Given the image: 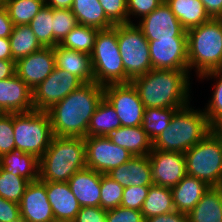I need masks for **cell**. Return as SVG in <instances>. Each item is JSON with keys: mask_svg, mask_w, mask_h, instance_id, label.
I'll return each instance as SVG.
<instances>
[{"mask_svg": "<svg viewBox=\"0 0 222 222\" xmlns=\"http://www.w3.org/2000/svg\"><path fill=\"white\" fill-rule=\"evenodd\" d=\"M124 187L110 178L101 174L100 207L104 210L119 207L122 201Z\"/></svg>", "mask_w": 222, "mask_h": 222, "instance_id": "obj_38", "label": "cell"}, {"mask_svg": "<svg viewBox=\"0 0 222 222\" xmlns=\"http://www.w3.org/2000/svg\"><path fill=\"white\" fill-rule=\"evenodd\" d=\"M99 29L78 24L59 43L68 49L91 55Z\"/></svg>", "mask_w": 222, "mask_h": 222, "instance_id": "obj_33", "label": "cell"}, {"mask_svg": "<svg viewBox=\"0 0 222 222\" xmlns=\"http://www.w3.org/2000/svg\"><path fill=\"white\" fill-rule=\"evenodd\" d=\"M212 130L222 137V117H220L213 125Z\"/></svg>", "mask_w": 222, "mask_h": 222, "instance_id": "obj_53", "label": "cell"}, {"mask_svg": "<svg viewBox=\"0 0 222 222\" xmlns=\"http://www.w3.org/2000/svg\"><path fill=\"white\" fill-rule=\"evenodd\" d=\"M210 18H222V0H200Z\"/></svg>", "mask_w": 222, "mask_h": 222, "instance_id": "obj_49", "label": "cell"}, {"mask_svg": "<svg viewBox=\"0 0 222 222\" xmlns=\"http://www.w3.org/2000/svg\"><path fill=\"white\" fill-rule=\"evenodd\" d=\"M13 22L11 21L7 10L0 2V38H9L13 30Z\"/></svg>", "mask_w": 222, "mask_h": 222, "instance_id": "obj_47", "label": "cell"}, {"mask_svg": "<svg viewBox=\"0 0 222 222\" xmlns=\"http://www.w3.org/2000/svg\"><path fill=\"white\" fill-rule=\"evenodd\" d=\"M106 222H145L141 211L123 206L106 210Z\"/></svg>", "mask_w": 222, "mask_h": 222, "instance_id": "obj_44", "label": "cell"}, {"mask_svg": "<svg viewBox=\"0 0 222 222\" xmlns=\"http://www.w3.org/2000/svg\"><path fill=\"white\" fill-rule=\"evenodd\" d=\"M15 150L30 153L40 159L54 137L47 111L32 110L13 113Z\"/></svg>", "mask_w": 222, "mask_h": 222, "instance_id": "obj_7", "label": "cell"}, {"mask_svg": "<svg viewBox=\"0 0 222 222\" xmlns=\"http://www.w3.org/2000/svg\"><path fill=\"white\" fill-rule=\"evenodd\" d=\"M188 175L210 187L222 186V137L213 130L185 153Z\"/></svg>", "mask_w": 222, "mask_h": 222, "instance_id": "obj_8", "label": "cell"}, {"mask_svg": "<svg viewBox=\"0 0 222 222\" xmlns=\"http://www.w3.org/2000/svg\"><path fill=\"white\" fill-rule=\"evenodd\" d=\"M94 82L106 86L109 84L130 83L126 76L117 41V24L114 27L99 30L91 53Z\"/></svg>", "mask_w": 222, "mask_h": 222, "instance_id": "obj_6", "label": "cell"}, {"mask_svg": "<svg viewBox=\"0 0 222 222\" xmlns=\"http://www.w3.org/2000/svg\"><path fill=\"white\" fill-rule=\"evenodd\" d=\"M145 222H188L187 214L178 211L145 219Z\"/></svg>", "mask_w": 222, "mask_h": 222, "instance_id": "obj_48", "label": "cell"}, {"mask_svg": "<svg viewBox=\"0 0 222 222\" xmlns=\"http://www.w3.org/2000/svg\"><path fill=\"white\" fill-rule=\"evenodd\" d=\"M86 167L84 138L54 136L39 159V180L68 182L77 171Z\"/></svg>", "mask_w": 222, "mask_h": 222, "instance_id": "obj_4", "label": "cell"}, {"mask_svg": "<svg viewBox=\"0 0 222 222\" xmlns=\"http://www.w3.org/2000/svg\"><path fill=\"white\" fill-rule=\"evenodd\" d=\"M68 185L81 207L100 206L101 173L83 168L69 179Z\"/></svg>", "mask_w": 222, "mask_h": 222, "instance_id": "obj_20", "label": "cell"}, {"mask_svg": "<svg viewBox=\"0 0 222 222\" xmlns=\"http://www.w3.org/2000/svg\"><path fill=\"white\" fill-rule=\"evenodd\" d=\"M137 27L148 41L165 38H187V31L165 1L149 15L140 18Z\"/></svg>", "mask_w": 222, "mask_h": 222, "instance_id": "obj_13", "label": "cell"}, {"mask_svg": "<svg viewBox=\"0 0 222 222\" xmlns=\"http://www.w3.org/2000/svg\"><path fill=\"white\" fill-rule=\"evenodd\" d=\"M53 9H71L73 0H44Z\"/></svg>", "mask_w": 222, "mask_h": 222, "instance_id": "obj_52", "label": "cell"}, {"mask_svg": "<svg viewBox=\"0 0 222 222\" xmlns=\"http://www.w3.org/2000/svg\"><path fill=\"white\" fill-rule=\"evenodd\" d=\"M214 79L216 78V82L212 94L211 100L207 103V108L205 107L203 111L211 125H213L220 117H222V69L213 70L207 72L199 78L204 79ZM218 79V80H217Z\"/></svg>", "mask_w": 222, "mask_h": 222, "instance_id": "obj_37", "label": "cell"}, {"mask_svg": "<svg viewBox=\"0 0 222 222\" xmlns=\"http://www.w3.org/2000/svg\"><path fill=\"white\" fill-rule=\"evenodd\" d=\"M180 108H145L142 127L153 142L170 125L173 114Z\"/></svg>", "mask_w": 222, "mask_h": 222, "instance_id": "obj_34", "label": "cell"}, {"mask_svg": "<svg viewBox=\"0 0 222 222\" xmlns=\"http://www.w3.org/2000/svg\"><path fill=\"white\" fill-rule=\"evenodd\" d=\"M29 26L43 47H53V8L44 4Z\"/></svg>", "mask_w": 222, "mask_h": 222, "instance_id": "obj_35", "label": "cell"}, {"mask_svg": "<svg viewBox=\"0 0 222 222\" xmlns=\"http://www.w3.org/2000/svg\"><path fill=\"white\" fill-rule=\"evenodd\" d=\"M9 42L12 58L15 61L43 48L29 25H15L9 36Z\"/></svg>", "mask_w": 222, "mask_h": 222, "instance_id": "obj_31", "label": "cell"}, {"mask_svg": "<svg viewBox=\"0 0 222 222\" xmlns=\"http://www.w3.org/2000/svg\"><path fill=\"white\" fill-rule=\"evenodd\" d=\"M13 25H29L45 4L44 0H0Z\"/></svg>", "mask_w": 222, "mask_h": 222, "instance_id": "obj_32", "label": "cell"}, {"mask_svg": "<svg viewBox=\"0 0 222 222\" xmlns=\"http://www.w3.org/2000/svg\"><path fill=\"white\" fill-rule=\"evenodd\" d=\"M140 211L144 219L175 211L171 188L151 185Z\"/></svg>", "mask_w": 222, "mask_h": 222, "instance_id": "obj_30", "label": "cell"}, {"mask_svg": "<svg viewBox=\"0 0 222 222\" xmlns=\"http://www.w3.org/2000/svg\"><path fill=\"white\" fill-rule=\"evenodd\" d=\"M71 10L78 24L99 30L114 27V23L106 16L99 0H73Z\"/></svg>", "mask_w": 222, "mask_h": 222, "instance_id": "obj_27", "label": "cell"}, {"mask_svg": "<svg viewBox=\"0 0 222 222\" xmlns=\"http://www.w3.org/2000/svg\"><path fill=\"white\" fill-rule=\"evenodd\" d=\"M55 54L53 47L22 57L16 61V74L33 90L54 70Z\"/></svg>", "mask_w": 222, "mask_h": 222, "instance_id": "obj_16", "label": "cell"}, {"mask_svg": "<svg viewBox=\"0 0 222 222\" xmlns=\"http://www.w3.org/2000/svg\"><path fill=\"white\" fill-rule=\"evenodd\" d=\"M187 218L188 222H222V186L209 187Z\"/></svg>", "mask_w": 222, "mask_h": 222, "instance_id": "obj_26", "label": "cell"}, {"mask_svg": "<svg viewBox=\"0 0 222 222\" xmlns=\"http://www.w3.org/2000/svg\"><path fill=\"white\" fill-rule=\"evenodd\" d=\"M103 97L104 86L96 82H88L54 104L47 110L53 135L87 137L91 117Z\"/></svg>", "mask_w": 222, "mask_h": 222, "instance_id": "obj_1", "label": "cell"}, {"mask_svg": "<svg viewBox=\"0 0 222 222\" xmlns=\"http://www.w3.org/2000/svg\"><path fill=\"white\" fill-rule=\"evenodd\" d=\"M117 41L125 74L130 80L152 69L149 42L137 23L117 24Z\"/></svg>", "mask_w": 222, "mask_h": 222, "instance_id": "obj_9", "label": "cell"}, {"mask_svg": "<svg viewBox=\"0 0 222 222\" xmlns=\"http://www.w3.org/2000/svg\"><path fill=\"white\" fill-rule=\"evenodd\" d=\"M114 144L125 148L133 156L148 155L152 151V141L142 126H121L107 136Z\"/></svg>", "mask_w": 222, "mask_h": 222, "instance_id": "obj_24", "label": "cell"}, {"mask_svg": "<svg viewBox=\"0 0 222 222\" xmlns=\"http://www.w3.org/2000/svg\"><path fill=\"white\" fill-rule=\"evenodd\" d=\"M34 110L33 90L17 75L0 80V111L24 113Z\"/></svg>", "mask_w": 222, "mask_h": 222, "instance_id": "obj_18", "label": "cell"}, {"mask_svg": "<svg viewBox=\"0 0 222 222\" xmlns=\"http://www.w3.org/2000/svg\"><path fill=\"white\" fill-rule=\"evenodd\" d=\"M86 166L101 174L126 163L133 155L114 144L107 136L85 137Z\"/></svg>", "mask_w": 222, "mask_h": 222, "instance_id": "obj_12", "label": "cell"}, {"mask_svg": "<svg viewBox=\"0 0 222 222\" xmlns=\"http://www.w3.org/2000/svg\"><path fill=\"white\" fill-rule=\"evenodd\" d=\"M165 0H127L128 23L133 24L132 17H145L154 11ZM138 16V17H137Z\"/></svg>", "mask_w": 222, "mask_h": 222, "instance_id": "obj_43", "label": "cell"}, {"mask_svg": "<svg viewBox=\"0 0 222 222\" xmlns=\"http://www.w3.org/2000/svg\"><path fill=\"white\" fill-rule=\"evenodd\" d=\"M148 42L152 69L189 70L187 38H165Z\"/></svg>", "mask_w": 222, "mask_h": 222, "instance_id": "obj_15", "label": "cell"}, {"mask_svg": "<svg viewBox=\"0 0 222 222\" xmlns=\"http://www.w3.org/2000/svg\"><path fill=\"white\" fill-rule=\"evenodd\" d=\"M15 150L13 113L0 115V157Z\"/></svg>", "mask_w": 222, "mask_h": 222, "instance_id": "obj_40", "label": "cell"}, {"mask_svg": "<svg viewBox=\"0 0 222 222\" xmlns=\"http://www.w3.org/2000/svg\"><path fill=\"white\" fill-rule=\"evenodd\" d=\"M20 216L19 204L0 196V222H11Z\"/></svg>", "mask_w": 222, "mask_h": 222, "instance_id": "obj_46", "label": "cell"}, {"mask_svg": "<svg viewBox=\"0 0 222 222\" xmlns=\"http://www.w3.org/2000/svg\"><path fill=\"white\" fill-rule=\"evenodd\" d=\"M154 185L172 188L186 175L185 155L152 149L148 154Z\"/></svg>", "mask_w": 222, "mask_h": 222, "instance_id": "obj_14", "label": "cell"}, {"mask_svg": "<svg viewBox=\"0 0 222 222\" xmlns=\"http://www.w3.org/2000/svg\"><path fill=\"white\" fill-rule=\"evenodd\" d=\"M209 187L204 181L187 174L176 186L171 188L175 210L188 214Z\"/></svg>", "mask_w": 222, "mask_h": 222, "instance_id": "obj_23", "label": "cell"}, {"mask_svg": "<svg viewBox=\"0 0 222 222\" xmlns=\"http://www.w3.org/2000/svg\"><path fill=\"white\" fill-rule=\"evenodd\" d=\"M165 2L186 31L210 19L200 0H165Z\"/></svg>", "mask_w": 222, "mask_h": 222, "instance_id": "obj_28", "label": "cell"}, {"mask_svg": "<svg viewBox=\"0 0 222 222\" xmlns=\"http://www.w3.org/2000/svg\"><path fill=\"white\" fill-rule=\"evenodd\" d=\"M82 84L80 78L55 66L51 74L33 89L34 110H49Z\"/></svg>", "mask_w": 222, "mask_h": 222, "instance_id": "obj_11", "label": "cell"}, {"mask_svg": "<svg viewBox=\"0 0 222 222\" xmlns=\"http://www.w3.org/2000/svg\"><path fill=\"white\" fill-rule=\"evenodd\" d=\"M150 186H131L124 188L121 206L140 211Z\"/></svg>", "mask_w": 222, "mask_h": 222, "instance_id": "obj_42", "label": "cell"}, {"mask_svg": "<svg viewBox=\"0 0 222 222\" xmlns=\"http://www.w3.org/2000/svg\"><path fill=\"white\" fill-rule=\"evenodd\" d=\"M104 98L115 109L121 126H142L145 107L131 82L104 86Z\"/></svg>", "mask_w": 222, "mask_h": 222, "instance_id": "obj_10", "label": "cell"}, {"mask_svg": "<svg viewBox=\"0 0 222 222\" xmlns=\"http://www.w3.org/2000/svg\"><path fill=\"white\" fill-rule=\"evenodd\" d=\"M189 105L175 111L170 125L152 142V149L185 153L212 131L205 112Z\"/></svg>", "mask_w": 222, "mask_h": 222, "instance_id": "obj_3", "label": "cell"}, {"mask_svg": "<svg viewBox=\"0 0 222 222\" xmlns=\"http://www.w3.org/2000/svg\"><path fill=\"white\" fill-rule=\"evenodd\" d=\"M121 127L115 109L103 97L97 105L87 130V137L108 136L111 132Z\"/></svg>", "mask_w": 222, "mask_h": 222, "instance_id": "obj_29", "label": "cell"}, {"mask_svg": "<svg viewBox=\"0 0 222 222\" xmlns=\"http://www.w3.org/2000/svg\"><path fill=\"white\" fill-rule=\"evenodd\" d=\"M107 175L124 188L129 185H153L151 165L148 155L133 156L126 163L112 169Z\"/></svg>", "mask_w": 222, "mask_h": 222, "instance_id": "obj_21", "label": "cell"}, {"mask_svg": "<svg viewBox=\"0 0 222 222\" xmlns=\"http://www.w3.org/2000/svg\"><path fill=\"white\" fill-rule=\"evenodd\" d=\"M29 183L23 177L14 176L0 167V196L4 199L19 204Z\"/></svg>", "mask_w": 222, "mask_h": 222, "instance_id": "obj_36", "label": "cell"}, {"mask_svg": "<svg viewBox=\"0 0 222 222\" xmlns=\"http://www.w3.org/2000/svg\"><path fill=\"white\" fill-rule=\"evenodd\" d=\"M20 216L27 222H55L48 201L46 181L30 182L19 203Z\"/></svg>", "mask_w": 222, "mask_h": 222, "instance_id": "obj_17", "label": "cell"}, {"mask_svg": "<svg viewBox=\"0 0 222 222\" xmlns=\"http://www.w3.org/2000/svg\"><path fill=\"white\" fill-rule=\"evenodd\" d=\"M56 67L74 74L84 83L94 82V74L89 54L65 48L57 44L54 47Z\"/></svg>", "mask_w": 222, "mask_h": 222, "instance_id": "obj_22", "label": "cell"}, {"mask_svg": "<svg viewBox=\"0 0 222 222\" xmlns=\"http://www.w3.org/2000/svg\"><path fill=\"white\" fill-rule=\"evenodd\" d=\"M190 77L189 70L151 69L131 83L145 108H183L191 100Z\"/></svg>", "mask_w": 222, "mask_h": 222, "instance_id": "obj_2", "label": "cell"}, {"mask_svg": "<svg viewBox=\"0 0 222 222\" xmlns=\"http://www.w3.org/2000/svg\"><path fill=\"white\" fill-rule=\"evenodd\" d=\"M0 167L14 176H21L29 182L39 180V159L30 153L11 151L0 157Z\"/></svg>", "mask_w": 222, "mask_h": 222, "instance_id": "obj_25", "label": "cell"}, {"mask_svg": "<svg viewBox=\"0 0 222 222\" xmlns=\"http://www.w3.org/2000/svg\"><path fill=\"white\" fill-rule=\"evenodd\" d=\"M188 69L197 77L222 69V18H210L187 31ZM191 70V71H190Z\"/></svg>", "mask_w": 222, "mask_h": 222, "instance_id": "obj_5", "label": "cell"}, {"mask_svg": "<svg viewBox=\"0 0 222 222\" xmlns=\"http://www.w3.org/2000/svg\"><path fill=\"white\" fill-rule=\"evenodd\" d=\"M77 25L71 9H53V48Z\"/></svg>", "mask_w": 222, "mask_h": 222, "instance_id": "obj_39", "label": "cell"}, {"mask_svg": "<svg viewBox=\"0 0 222 222\" xmlns=\"http://www.w3.org/2000/svg\"><path fill=\"white\" fill-rule=\"evenodd\" d=\"M46 192L55 222H73L81 206L68 182H46Z\"/></svg>", "mask_w": 222, "mask_h": 222, "instance_id": "obj_19", "label": "cell"}, {"mask_svg": "<svg viewBox=\"0 0 222 222\" xmlns=\"http://www.w3.org/2000/svg\"><path fill=\"white\" fill-rule=\"evenodd\" d=\"M73 222H106V210L99 207H81Z\"/></svg>", "mask_w": 222, "mask_h": 222, "instance_id": "obj_45", "label": "cell"}, {"mask_svg": "<svg viewBox=\"0 0 222 222\" xmlns=\"http://www.w3.org/2000/svg\"><path fill=\"white\" fill-rule=\"evenodd\" d=\"M0 60L15 61L12 58L9 38H0Z\"/></svg>", "mask_w": 222, "mask_h": 222, "instance_id": "obj_51", "label": "cell"}, {"mask_svg": "<svg viewBox=\"0 0 222 222\" xmlns=\"http://www.w3.org/2000/svg\"><path fill=\"white\" fill-rule=\"evenodd\" d=\"M106 16L116 24H128L127 0H99Z\"/></svg>", "mask_w": 222, "mask_h": 222, "instance_id": "obj_41", "label": "cell"}, {"mask_svg": "<svg viewBox=\"0 0 222 222\" xmlns=\"http://www.w3.org/2000/svg\"><path fill=\"white\" fill-rule=\"evenodd\" d=\"M16 74V61L0 60V80Z\"/></svg>", "mask_w": 222, "mask_h": 222, "instance_id": "obj_50", "label": "cell"}, {"mask_svg": "<svg viewBox=\"0 0 222 222\" xmlns=\"http://www.w3.org/2000/svg\"><path fill=\"white\" fill-rule=\"evenodd\" d=\"M11 222H27L23 217L19 216L17 219L12 220Z\"/></svg>", "mask_w": 222, "mask_h": 222, "instance_id": "obj_54", "label": "cell"}]
</instances>
